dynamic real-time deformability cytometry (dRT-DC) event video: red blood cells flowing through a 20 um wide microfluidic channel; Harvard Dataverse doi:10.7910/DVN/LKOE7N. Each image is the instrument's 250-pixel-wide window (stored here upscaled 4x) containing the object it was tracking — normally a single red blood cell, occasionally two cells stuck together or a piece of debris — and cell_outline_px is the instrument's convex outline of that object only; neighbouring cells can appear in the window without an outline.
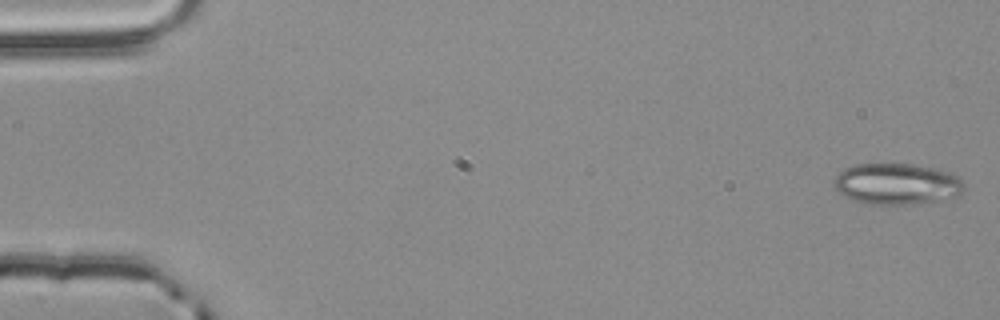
{"species": "common noctule bat (a hibernating species)", "species_latin": "Nyctalus noctula", "temperature_condition": "room temperature", "stored_images_in_passage": 4, "camera_frame_rate_fps": 3000, "um_per_image_px": 0.085, "animal": {"sex": "male", "body_mass_g": 20.4}, "frame": {"image": 1, "passage_image": 1, "time_ms": 0.0, "image_size_px": [1000, 320], "cell_outline_px": [[964, 192], [956, 196], [936, 200], [912, 204], [868, 204], [852, 200], [844, 196], [832, 184], [832, 180], [844, 168], [856, 164], [912, 164], [932, 168], [948, 172], [960, 176], [964, 184]], "centroid_in_image_um": [76.21, 15.63], "position_along_channel_um": 8.8, "area_um2": 31.21}}
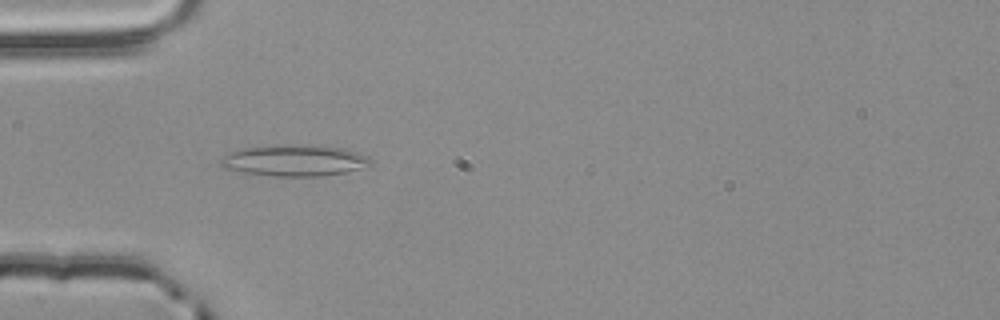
{"frame": {"image": 2, "passage_image": 4, "time_ms": 1.0, "image_size_px": [1000, 320], "cell_outline_px": [[372, 160], [368, 164], [344, 172], [324, 176], [276, 176], [244, 172], [224, 168], [220, 164], [220, 160], [228, 152], [240, 148], [284, 144], [320, 144], [340, 148], [356, 152], [368, 156]], "centroid_in_image_um": [24.98, 13.61], "position_along_channel_um": 60.0, "area_um2": 27.34}}